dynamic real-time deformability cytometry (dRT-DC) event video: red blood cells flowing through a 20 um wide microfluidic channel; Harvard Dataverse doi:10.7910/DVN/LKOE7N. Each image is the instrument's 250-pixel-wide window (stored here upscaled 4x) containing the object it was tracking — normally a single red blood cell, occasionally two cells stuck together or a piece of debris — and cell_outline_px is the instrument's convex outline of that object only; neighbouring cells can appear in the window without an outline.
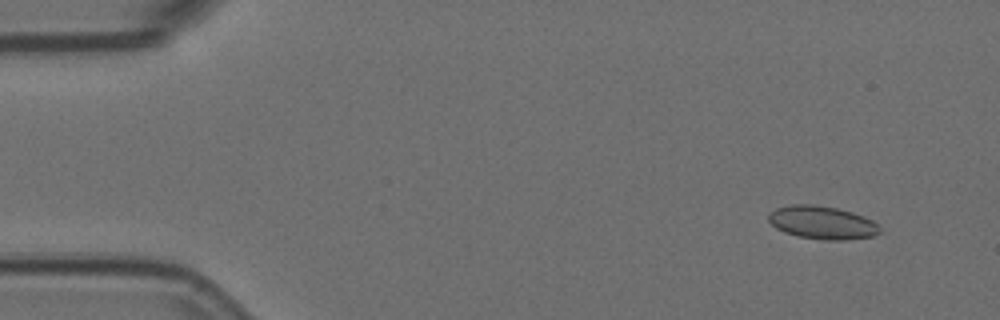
{"species": "Egyptian fruit bat (a non-hibernating species)", "species_latin": "Rousettus aegyptiacus", "temperature_condition": "room temperature", "stored_images_in_passage": 14, "camera_frame_rate_fps": 3000, "um_per_image_px": 0.085, "animal": {"sex": "female"}, "frame": {"image": 1, "passage_image": 1, "time_ms": 0.0, "image_size_px": [1000, 320], "cell_outline_px": [[880, 232], [872, 236], [844, 240], [828, 240], [796, 236], [784, 232], [776, 228], [768, 220], [768, 212], [776, 208], [788, 204], [812, 204], [836, 208], [852, 212], [864, 216], [872, 220], [880, 228]], "centroid_in_image_um": [69.84, 18.91], "position_along_channel_um": 15.2, "area_um2": 21.5}}
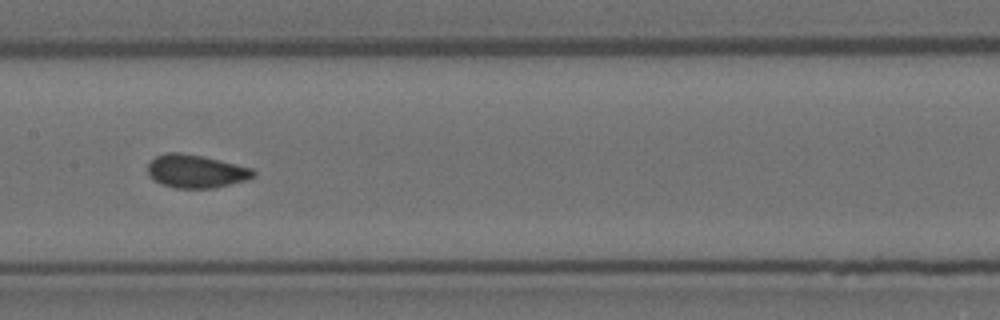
{"frame": {"image": 2, "passage_image": 7, "time_ms": 2.0, "image_size_px": [1000, 320], "cell_outline_px": [[256, 176], [248, 180], [212, 188], [176, 188], [160, 184], [152, 180], [148, 176], [148, 164], [156, 156], [168, 152], [180, 152], [200, 156], [252, 168], [256, 172]], "centroid_in_image_um": [16.64, 14.57], "position_along_channel_um": 190.8, "area_um2": 20.4}}
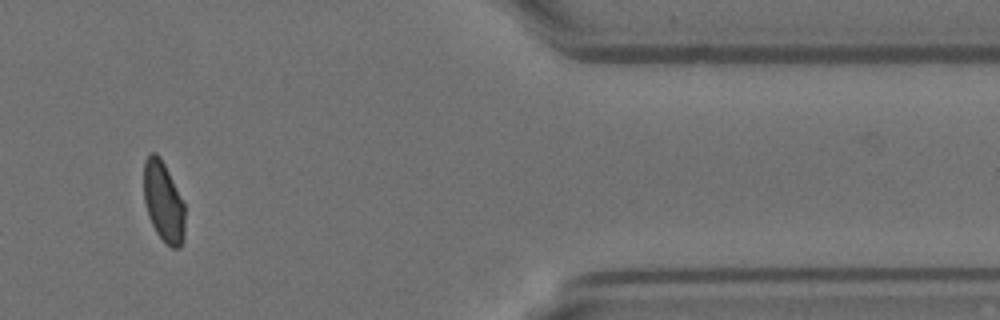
{"frame": {"image": 3, "passage_image": 12, "time_ms": 3.667, "image_size_px": [1000, 320], "cell_outline_px": [[184, 236], [180, 248], [172, 248], [156, 232], [148, 216], [144, 200], [144, 160], [152, 152], [156, 152], [160, 156], [184, 204]], "centroid_in_image_um": [13.88, 17.15], "position_along_channel_um": 397.5, "area_um2": 18.96}}